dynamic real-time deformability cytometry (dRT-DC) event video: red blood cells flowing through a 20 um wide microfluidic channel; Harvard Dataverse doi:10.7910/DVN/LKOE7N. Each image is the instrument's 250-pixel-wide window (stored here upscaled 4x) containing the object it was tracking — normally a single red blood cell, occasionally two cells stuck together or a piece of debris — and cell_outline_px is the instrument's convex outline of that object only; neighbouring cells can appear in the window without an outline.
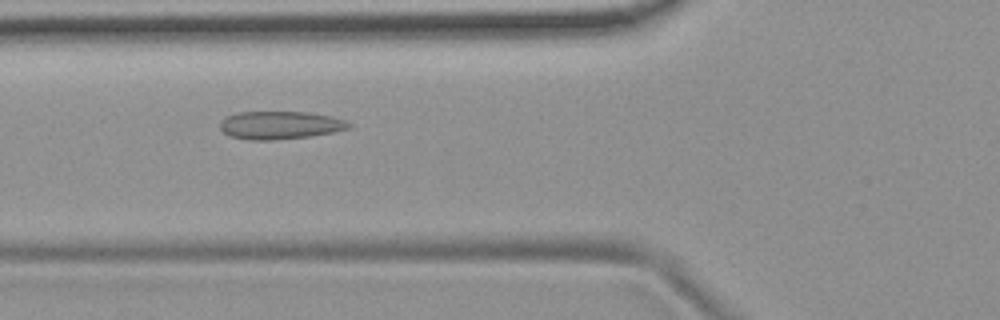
{"species": "common noctule bat (a hibernating species)", "species_latin": "Nyctalus noctula", "temperature_condition": "room temperature", "stored_images_in_passage": 50, "camera_frame_rate_fps": 3000, "um_per_image_px": 0.085, "animal": {"sex": "female", "body_mass_g": 19.9}, "frame": {"image": 1, "passage_image": 15, "time_ms": 4.667, "image_size_px": [1000, 320], "cell_outline_px": [[352, 124], [348, 128], [332, 132], [308, 136], [272, 140], [248, 140], [228, 136], [220, 128], [220, 120], [236, 112], [308, 112], [332, 116], [344, 120]], "centroid_in_image_um": [23.76, 10.63], "position_along_channel_um": 102.0, "area_um2": 20.92}}
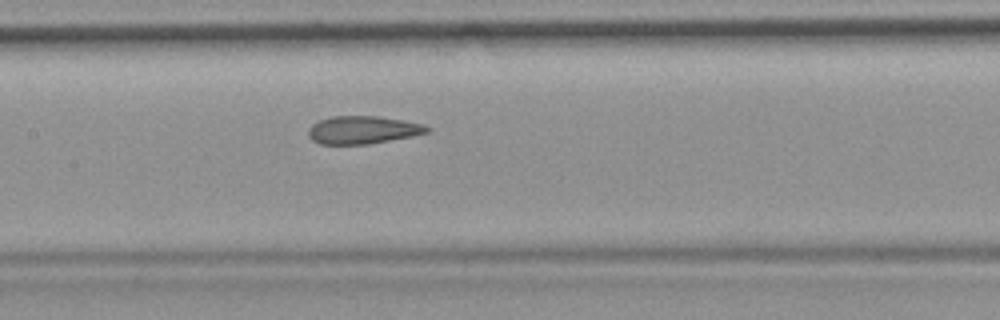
{"frame": {"image": 2, "passage_image": 21, "time_ms": 6.667, "image_size_px": [1000, 320], "cell_outline_px": [[432, 128], [428, 132], [412, 136], [368, 144], [320, 144], [312, 140], [308, 136], [308, 128], [312, 124], [320, 120], [332, 116], [380, 116], [424, 124]], "centroid_in_image_um": [30.83, 11.04], "position_along_channel_um": 176.6, "area_um2": 19.31}}
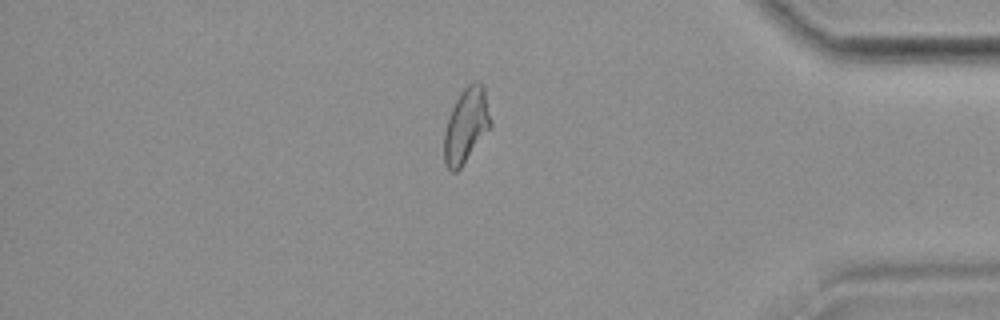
{"frame": {"image": 3, "passage_image": 41, "time_ms": 13.333, "image_size_px": [1000, 320], "cell_outline_px": [[492, 128], [460, 168], [456, 172], [452, 172], [444, 164], [444, 132], [448, 116], [460, 92], [468, 84], [484, 84], [492, 120]], "centroid_in_image_um": [39.64, 10.69], "position_along_channel_um": 395.6, "area_um2": 20.52}, "authors_computed_cell_mechanics": {"area_um2": 20.4612, "velocity_mm_per_s": 3.725, "shape_relaxation_time_tau1_ms": null, "shape_relaxation_time_tau2_ms": 1.7568, "deformation_change_tau1": null, "deformation_change_tau2": 0.0835}}